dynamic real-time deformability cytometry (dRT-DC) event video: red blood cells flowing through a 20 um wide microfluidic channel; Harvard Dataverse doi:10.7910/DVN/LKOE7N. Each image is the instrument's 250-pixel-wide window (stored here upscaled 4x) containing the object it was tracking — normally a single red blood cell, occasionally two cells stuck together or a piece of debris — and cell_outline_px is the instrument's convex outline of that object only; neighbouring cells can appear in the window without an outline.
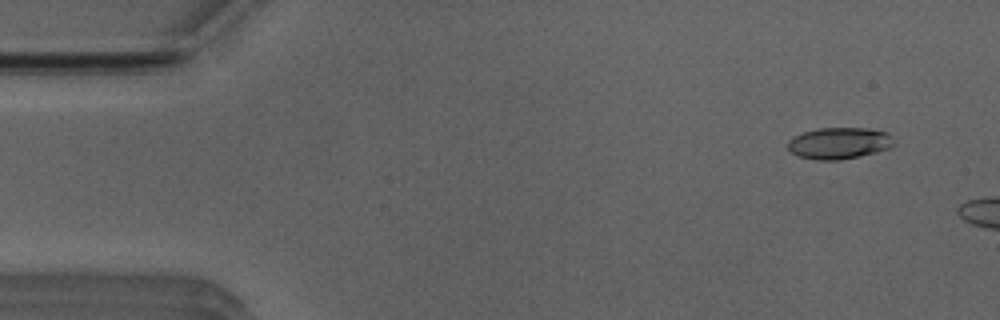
{"species": "Egyptian fruit bat (a non-hibernating species)", "species_latin": "Rousettus aegyptiacus", "temperature_condition": "room temperature", "stored_images_in_passage": 5, "camera_frame_rate_fps": 3000, "um_per_image_px": 0.085, "animal": {"sex": "male"}, "frame": {"image": 1, "passage_image": 1, "time_ms": 0.0, "image_size_px": [1000, 320], "cell_outline_px": [[896, 144], [888, 148], [876, 152], [860, 156], [840, 160], [816, 160], [796, 156], [788, 148], [788, 140], [804, 132], [820, 128], [868, 128], [888, 132]], "centroid_in_image_um": [71.34, 12.17], "position_along_channel_um": 13.7, "area_um2": 19.54}}